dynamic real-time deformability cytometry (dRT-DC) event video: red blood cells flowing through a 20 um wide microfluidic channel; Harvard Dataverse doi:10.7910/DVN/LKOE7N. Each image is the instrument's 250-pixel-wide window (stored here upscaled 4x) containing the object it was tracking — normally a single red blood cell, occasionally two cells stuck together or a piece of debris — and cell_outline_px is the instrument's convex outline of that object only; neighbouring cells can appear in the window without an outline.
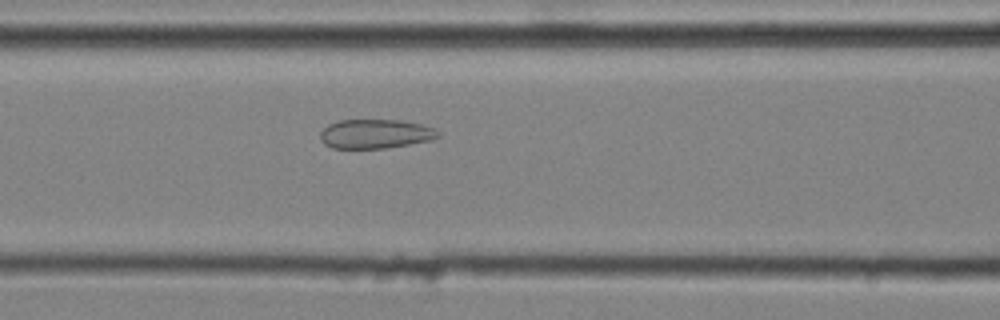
{"species": "common noctule bat (a hibernating species)", "species_latin": "Nyctalus noctula", "temperature_condition": "cold", "stored_images_in_passage": 31, "camera_frame_rate_fps": 3000, "um_per_image_px": 0.085, "animal": {"sex": "male", "body_mass_g": 20.4}, "frame": {"image": 1, "passage_image": 9, "time_ms": 2.667, "image_size_px": [1000, 320], "cell_outline_px": [[440, 136], [432, 140], [384, 148], [332, 148], [324, 144], [320, 140], [320, 132], [328, 124], [340, 120], [400, 120], [420, 124], [436, 128], [440, 132]], "centroid_in_image_um": [31.91, 11.37], "position_along_channel_um": 134.7, "area_um2": 20.11}}
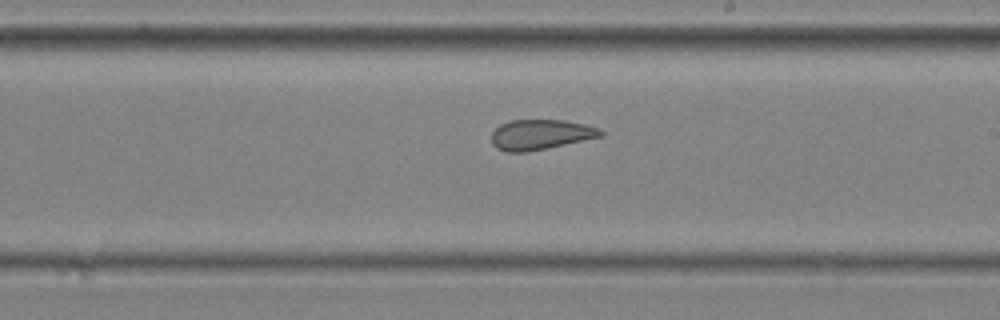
{"frame": {"image": 2, "passage_image": 17, "time_ms": 5.333, "image_size_px": [1000, 320], "cell_outline_px": [[604, 136], [528, 152], [508, 152], [496, 148], [492, 144], [492, 132], [500, 124], [508, 120], [564, 120], [584, 124], [600, 128], [604, 132]], "centroid_in_image_um": [45.95, 11.44], "position_along_channel_um": 243.0, "area_um2": 19.31}}
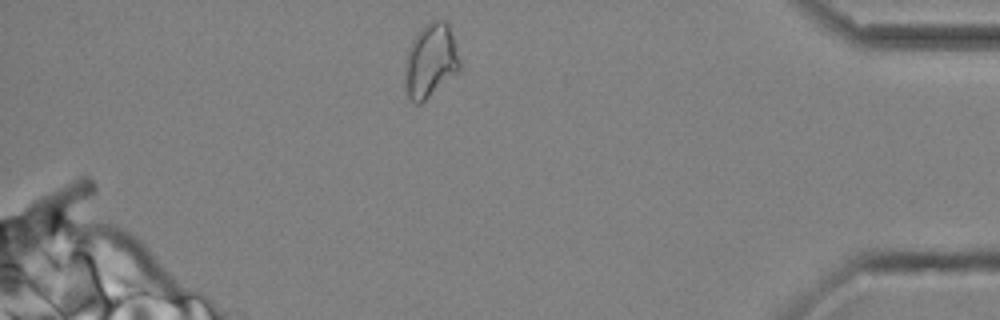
{"frame": {"image": 3, "passage_image": 31, "time_ms": 10.0, "image_size_px": [1000, 320], "cell_outline_px": [[460, 68], [456, 72], [420, 104], [416, 104], [408, 96], [404, 80], [404, 64], [408, 48], [412, 40], [424, 24], [432, 20], [448, 20], [460, 60]], "centroid_in_image_um": [36.57, 5.11], "position_along_channel_um": 398.6, "area_um2": 23.52}, "authors_computed_cell_mechanics": {"area_um2": 20.1722, "velocity_mm_per_s": 4.0741, "shape_relaxation_time_tau1_ms": null, "shape_relaxation_time_tau2_ms": 1.792, "deformation_change_tau1": null, "deformation_change_tau2": 0.0936}}